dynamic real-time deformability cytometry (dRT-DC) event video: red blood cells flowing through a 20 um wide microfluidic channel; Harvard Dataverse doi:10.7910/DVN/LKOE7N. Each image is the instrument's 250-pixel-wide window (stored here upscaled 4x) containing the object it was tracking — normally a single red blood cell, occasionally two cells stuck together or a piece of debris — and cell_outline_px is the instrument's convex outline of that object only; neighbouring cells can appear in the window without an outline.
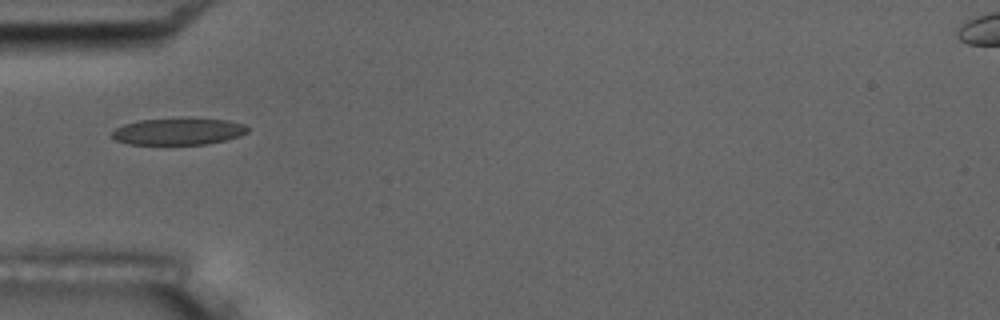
{"species": "common noctule bat (a hibernating species)", "species_latin": "Nyctalus noctula", "temperature_condition": "room temperature", "stored_images_in_passage": 30, "camera_frame_rate_fps": 3000, "um_per_image_px": 0.085, "animal": {"sex": "male", "body_mass_g": 17.5, "forearm_length_mm": 52.3}, "frame": {"image": 1, "passage_image": 1, "time_ms": 0.0, "image_size_px": [1000, 320], "cell_outline_px": [[248, 132], [240, 136], [208, 144], [128, 144], [116, 140], [112, 136], [112, 132], [116, 128], [124, 124], [140, 120], [180, 116], [228, 120], [244, 124], [248, 128]], "centroid_in_image_um": [15.18, 11.14], "position_along_channel_um": 69.8, "area_um2": 21.73}}
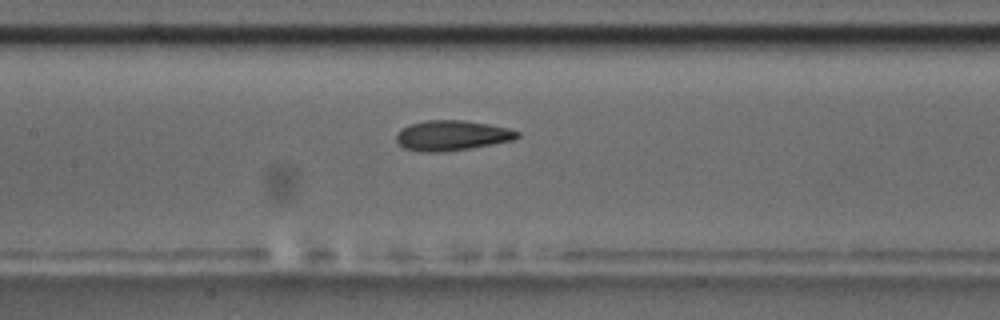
{"frame": {"image": 2, "passage_image": 9, "time_ms": 2.667, "image_size_px": [1000, 320], "cell_outline_px": [[520, 136], [512, 140], [492, 144], [444, 152], [424, 152], [404, 148], [396, 140], [396, 132], [400, 128], [408, 124], [424, 120], [464, 120], [488, 124], [508, 128], [520, 132]], "centroid_in_image_um": [38.37, 11.5], "position_along_channel_um": 169.0, "area_um2": 21.33}, "authors_computed_cell_mechanics": {"area_um2": 20.9525, "velocity_mm_per_s": 3.7086, "shape_relaxation_time_tau1_ms": null, "shape_relaxation_time_tau2_ms": 2.3189, "deformation_change_tau1": null, "deformation_change_tau2": 0.0719}}